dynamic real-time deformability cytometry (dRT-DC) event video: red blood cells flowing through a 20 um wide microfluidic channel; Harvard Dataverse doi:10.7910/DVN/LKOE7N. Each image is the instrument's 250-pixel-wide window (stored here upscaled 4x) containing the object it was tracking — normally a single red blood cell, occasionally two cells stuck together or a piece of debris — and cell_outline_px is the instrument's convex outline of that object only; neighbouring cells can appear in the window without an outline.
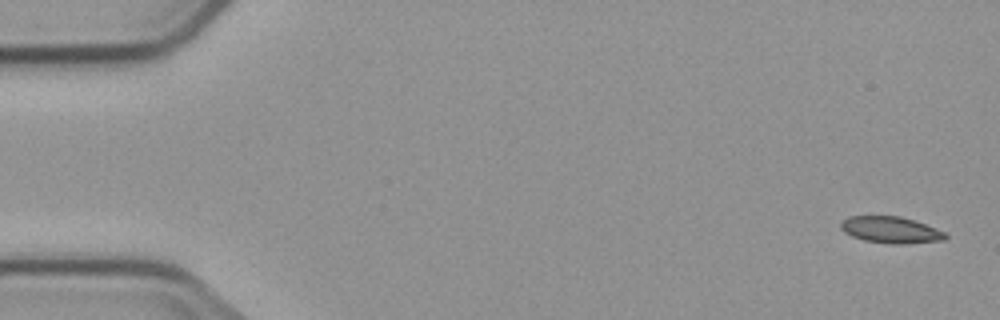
{"species": "common noctule bat (a hibernating species)", "species_latin": "Nyctalus noctula", "temperature_condition": "cold", "stored_images_in_passage": 3, "camera_frame_rate_fps": 3000, "um_per_image_px": 0.085, "animal": {"sex": "male", "body_mass_g": 23.1, "forearm_length_mm": 52.7}, "frame": {"image": 1, "passage_image": 1, "time_ms": 0.0, "image_size_px": [1000, 320], "cell_outline_px": [[948, 236], [944, 240], [904, 244], [892, 244], [864, 240], [852, 236], [844, 232], [840, 228], [840, 224], [848, 216], [900, 216], [936, 228], [944, 232]], "centroid_in_image_um": [75.7, 19.54], "position_along_channel_um": 9.3, "area_um2": 16.07}}